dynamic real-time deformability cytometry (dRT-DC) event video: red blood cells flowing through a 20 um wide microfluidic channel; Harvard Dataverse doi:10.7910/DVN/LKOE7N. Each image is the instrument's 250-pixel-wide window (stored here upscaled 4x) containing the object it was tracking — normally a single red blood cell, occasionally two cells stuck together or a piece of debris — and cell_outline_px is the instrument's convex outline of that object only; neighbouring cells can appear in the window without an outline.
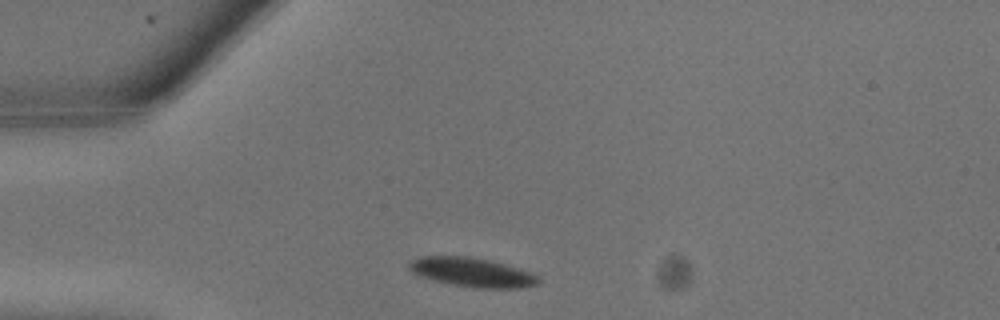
{"species": "common noctule bat (a hibernating species)", "species_latin": "Nyctalus noctula", "temperature_condition": "warm", "stored_images_in_passage": 14, "camera_frame_rate_fps": 3000, "um_per_image_px": 0.085, "animal": {"sex": "male", "body_mass_g": 13.3}, "frame": {"image": 1, "passage_image": 1, "time_ms": 0.0, "image_size_px": [1000, 320], "cell_outline_px": [[540, 284], [520, 288], [480, 288], [456, 284], [436, 280], [420, 276], [412, 272], [408, 268], [408, 264], [412, 260], [420, 256], [468, 256], [488, 260], [504, 264], [532, 272], [540, 280]], "centroid_in_image_um": [40.15, 23.13], "position_along_channel_um": 44.9, "area_um2": 21.68}}
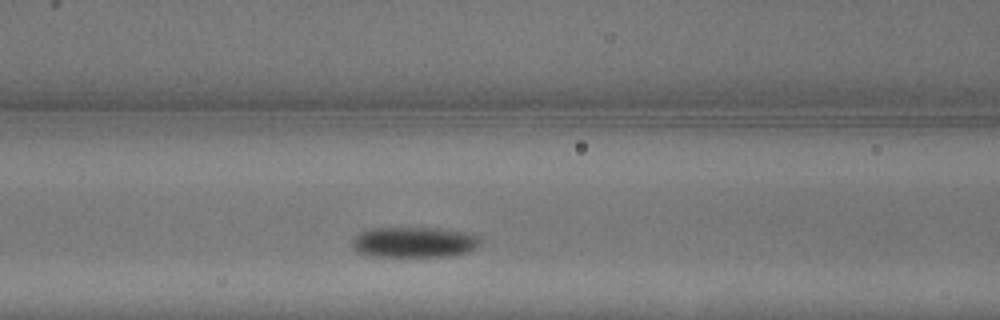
{"frame": {"image": 2, "passage_image": 5, "time_ms": 1.333, "image_size_px": [1000, 320], "cell_outline_px": [[484, 240], [480, 244], [468, 252], [448, 256], [364, 256], [356, 252], [352, 248], [352, 240], [360, 232], [368, 228], [440, 228], [468, 232], [480, 236]], "centroid_in_image_um": [35.2, 20.58], "position_along_channel_um": 131.4, "area_um2": 23.24}}
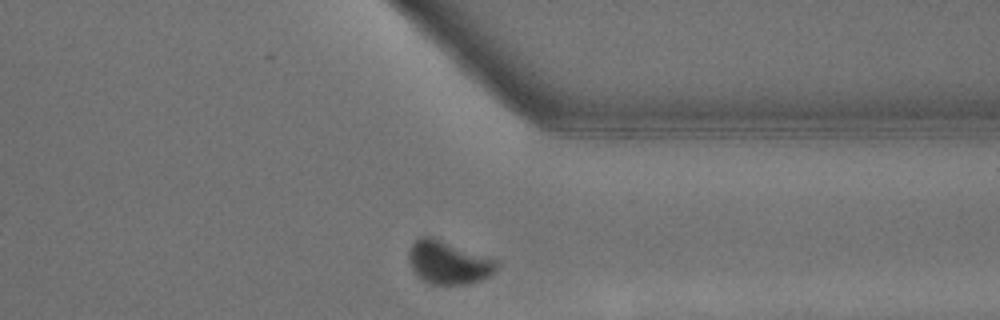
{"frame": {"image": 3, "passage_image": 14, "time_ms": 4.333, "image_size_px": [1000, 320], "cell_outline_px": [[496, 268], [488, 276], [480, 280], [468, 284], [432, 284], [424, 280], [412, 268], [408, 256], [408, 252], [412, 244], [420, 236], [432, 236], [496, 260]], "centroid_in_image_um": [38.08, 22.3], "position_along_channel_um": 373.3, "area_um2": 21.56}}